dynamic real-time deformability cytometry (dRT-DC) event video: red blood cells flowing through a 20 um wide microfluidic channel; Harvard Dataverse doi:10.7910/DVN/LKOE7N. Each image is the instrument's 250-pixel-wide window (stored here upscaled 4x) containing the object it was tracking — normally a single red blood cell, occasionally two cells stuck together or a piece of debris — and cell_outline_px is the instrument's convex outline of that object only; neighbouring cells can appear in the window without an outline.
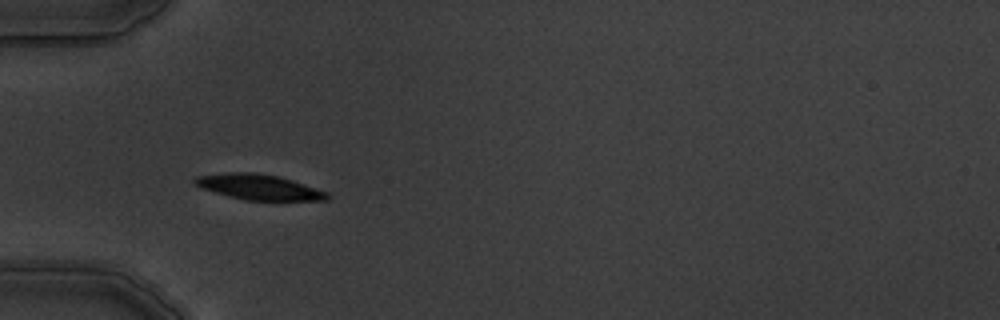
{"species": "common noctule bat (a hibernating species)", "species_latin": "Nyctalus noctula", "temperature_condition": "warm", "stored_images_in_passage": 5, "camera_frame_rate_fps": 3000, "um_per_image_px": 0.085, "animal": {"sex": "male", "body_mass_g": 19.5, "forearm_length_mm": 54.6}, "frame": {"image": 1, "passage_image": 4, "time_ms": 4.333, "image_size_px": [1000, 320], "cell_outline_px": [[332, 196], [328, 200], [244, 200], [200, 188], [192, 180], [196, 176], [228, 172], [252, 172], [276, 176], [292, 180], [328, 192]], "centroid_in_image_um": [22.01, 15.9], "position_along_channel_um": 63.0, "area_um2": 19.48}}
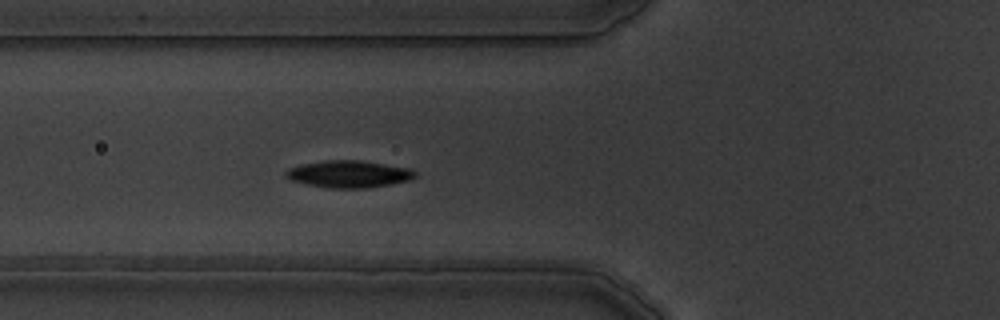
{"frame": {"image": 2, "passage_image": 5, "time_ms": 5.333, "image_size_px": [1000, 320], "cell_outline_px": [[416, 176], [408, 180], [388, 184], [364, 188], [328, 188], [308, 184], [292, 180], [284, 176], [284, 172], [288, 168], [300, 164], [324, 160], [360, 160], [412, 168], [416, 172]], "centroid_in_image_um": [29.62, 14.78], "position_along_channel_um": 96.2, "area_um2": 20.4}}